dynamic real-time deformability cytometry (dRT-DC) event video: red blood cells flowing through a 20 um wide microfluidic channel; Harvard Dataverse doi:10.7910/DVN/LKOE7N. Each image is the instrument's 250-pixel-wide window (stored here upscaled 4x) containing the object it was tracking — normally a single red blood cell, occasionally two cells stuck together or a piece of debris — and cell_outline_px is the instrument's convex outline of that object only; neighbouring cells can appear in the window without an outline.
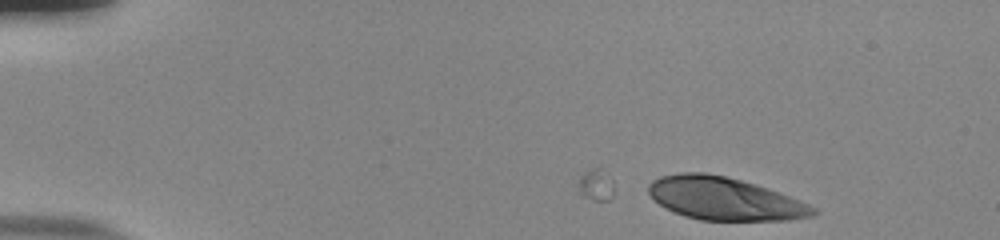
{"species": "human", "species_latin": "Homo sapiens", "temperature_condition": "room temperature", "stored_images_in_passage": 39, "camera_frame_rate_fps": 3000, "um_per_image_px": 0.085, "donor": {"sex": "male"}, "frame": {"image": 1, "passage_image": 1, "time_ms": 0.0, "image_size_px": [1000, 240], "cell_outline_px": [[820, 212], [812, 216], [788, 220], [700, 220], [684, 216], [660, 204], [648, 192], [648, 184], [652, 180], [660, 176], [680, 172], [704, 172], [724, 176], [740, 180], [800, 200], [816, 208]], "centroid_in_image_um": [61.57, 16.89], "position_along_channel_um": 23.4, "area_um2": 40.58}}
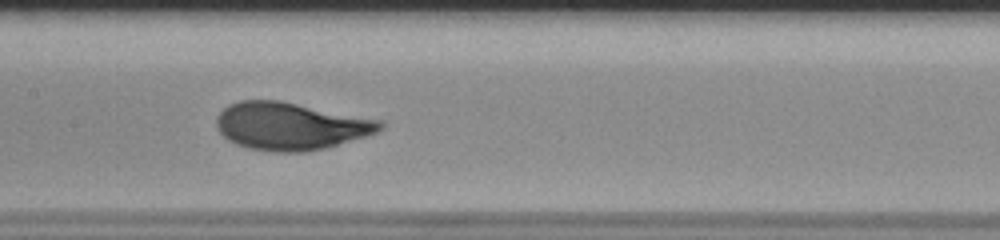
{"frame": {"image": 2, "passage_image": 22, "time_ms": 7.0, "image_size_px": [1000, 240], "cell_outline_px": [[384, 128], [376, 132], [364, 136], [324, 148], [304, 152], [280, 152], [248, 148], [236, 144], [228, 140], [216, 128], [216, 116], [228, 104], [240, 100], [280, 100], [384, 120]], "centroid_in_image_um": [24.69, 10.7], "position_along_channel_um": 182.7, "area_um2": 45.43}}
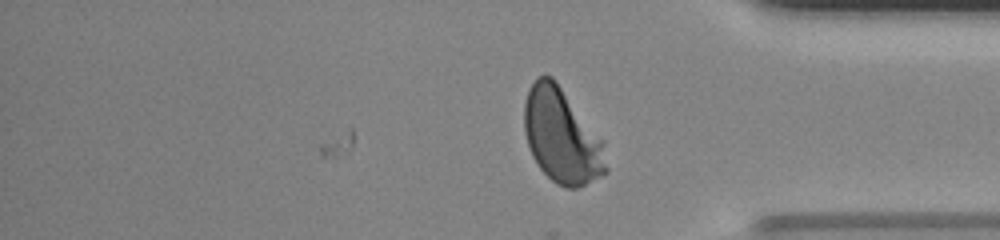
{"frame": {"image": 3, "passage_image": 39, "time_ms": 12.667, "image_size_px": [1000, 240], "cell_outline_px": [[608, 172], [576, 188], [568, 188], [556, 184], [540, 168], [532, 156], [524, 132], [524, 104], [528, 88], [540, 76], [552, 76], [556, 80], [604, 140], [608, 168]], "centroid_in_image_um": [47.77, 11.56], "position_along_channel_um": 387.4, "area_um2": 45.32}}